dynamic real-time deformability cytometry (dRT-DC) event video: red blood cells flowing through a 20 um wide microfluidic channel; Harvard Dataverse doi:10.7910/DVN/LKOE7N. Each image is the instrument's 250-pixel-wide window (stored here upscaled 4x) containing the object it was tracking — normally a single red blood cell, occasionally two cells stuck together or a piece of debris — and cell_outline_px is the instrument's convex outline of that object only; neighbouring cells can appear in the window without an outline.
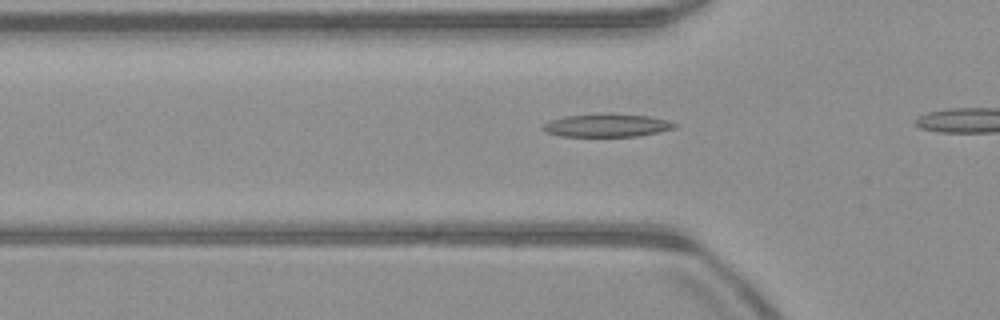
{"species": "common noctule bat (a hibernating species)", "species_latin": "Nyctalus noctula", "temperature_condition": "warm", "stored_images_in_passage": 12, "camera_frame_rate_fps": 3000, "um_per_image_px": 0.085, "animal": {"sex": "male", "body_mass_g": 23.1, "forearm_length_mm": 52.7}, "frame": {"image": 1, "passage_image": 7, "time_ms": 2.0, "image_size_px": [1000, 320], "cell_outline_px": [[676, 128], [636, 136], [560, 136], [544, 132], [540, 128], [544, 124], [552, 120], [564, 116], [612, 112], [648, 116], [668, 120], [676, 124]], "centroid_in_image_um": [51.55, 10.64], "position_along_channel_um": 74.2, "area_um2": 17.86}}
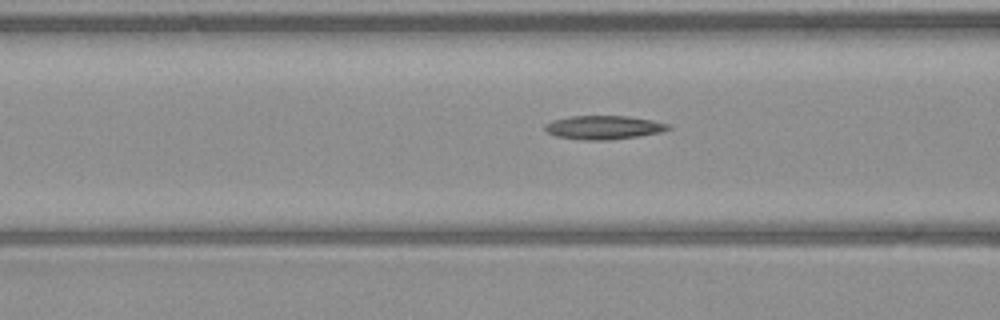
{"frame": {"image": 2, "passage_image": 10, "time_ms": 3.0, "image_size_px": [1000, 320], "cell_outline_px": [[672, 128], [660, 132], [640, 136], [608, 140], [580, 140], [556, 136], [548, 132], [544, 128], [544, 124], [552, 120], [568, 116], [628, 116], [652, 120], [668, 124]], "centroid_in_image_um": [51.28, 10.83], "position_along_channel_um": 115.3, "area_um2": 17.11}}